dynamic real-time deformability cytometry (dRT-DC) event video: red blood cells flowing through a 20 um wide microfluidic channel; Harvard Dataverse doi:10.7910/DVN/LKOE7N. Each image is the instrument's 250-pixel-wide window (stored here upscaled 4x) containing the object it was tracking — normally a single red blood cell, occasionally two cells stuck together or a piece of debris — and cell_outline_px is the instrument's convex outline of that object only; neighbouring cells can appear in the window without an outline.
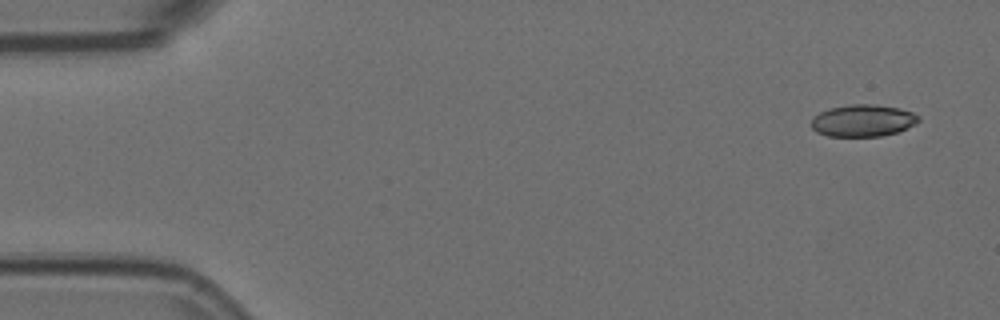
{"species": "Egyptian fruit bat (a non-hibernating species)", "species_latin": "Rousettus aegyptiacus", "temperature_condition": "room temperature", "stored_images_in_passage": 4, "camera_frame_rate_fps": 3000, "um_per_image_px": 0.085, "animal": {"sex": "female"}, "frame": {"image": 1, "passage_image": 1, "time_ms": 0.0, "image_size_px": [1000, 320], "cell_outline_px": [[920, 120], [896, 132], [880, 136], [828, 136], [816, 132], [812, 128], [812, 116], [828, 108], [848, 104], [876, 104], [900, 108], [912, 112], [920, 116]], "centroid_in_image_um": [73.3, 10.23], "position_along_channel_um": 11.7, "area_um2": 20.0}}
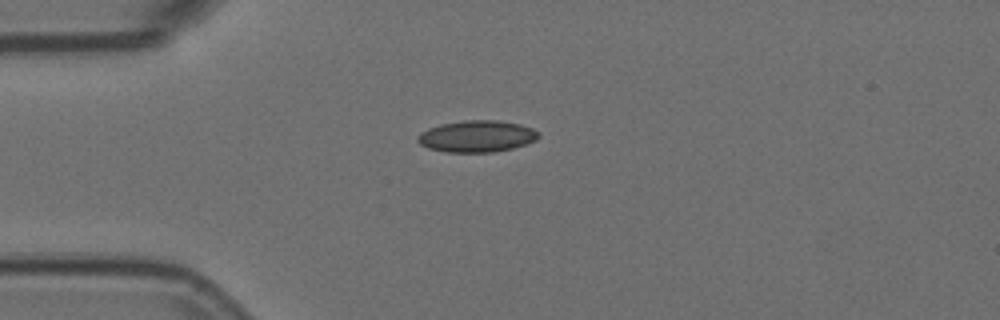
{"frame": {"image": 2, "passage_image": 4, "time_ms": 1.0, "image_size_px": [1000, 320], "cell_outline_px": [[540, 136], [536, 140], [512, 148], [492, 152], [444, 152], [428, 148], [420, 144], [416, 140], [416, 136], [420, 132], [428, 128], [440, 124], [464, 120], [500, 120], [520, 124], [532, 128], [540, 132]], "centroid_in_image_um": [40.51, 11.57], "position_along_channel_um": 44.5, "area_um2": 22.48}}